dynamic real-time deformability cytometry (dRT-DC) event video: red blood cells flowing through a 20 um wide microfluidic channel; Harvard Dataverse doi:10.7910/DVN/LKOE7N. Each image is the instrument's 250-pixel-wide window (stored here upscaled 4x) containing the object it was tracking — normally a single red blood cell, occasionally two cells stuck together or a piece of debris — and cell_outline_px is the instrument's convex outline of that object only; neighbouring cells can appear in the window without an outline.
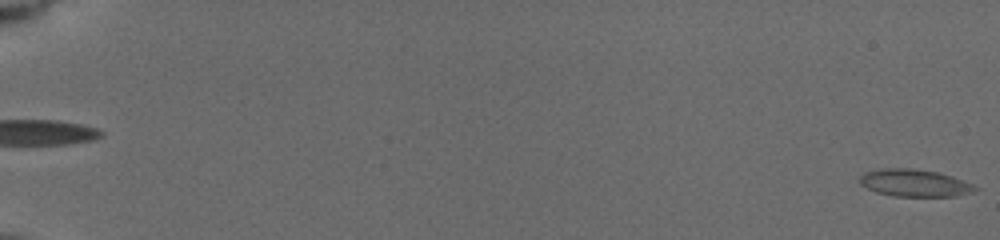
{"species": "common noctule bat (a hibernating species)", "species_latin": "Nyctalus noctula", "temperature_condition": "cold", "stored_images_in_passage": 7, "camera_frame_rate_fps": 3000, "um_per_image_px": 0.085, "animal": {"sex": "female", "body_mass_g": 19.5, "forearm_length_mm": 54.1}, "frame": {"image": 1, "passage_image": 7, "time_ms": 5.667, "image_size_px": [1000, 240], "cell_outline_px": [[976, 188], [968, 192], [952, 196], [892, 196], [876, 192], [860, 184], [860, 176], [864, 172], [884, 168], [908, 168], [936, 172], [952, 176], [972, 184]], "centroid_in_image_um": [77.65, 15.54], "position_along_channel_um": 7.3, "area_um2": 17.92}}